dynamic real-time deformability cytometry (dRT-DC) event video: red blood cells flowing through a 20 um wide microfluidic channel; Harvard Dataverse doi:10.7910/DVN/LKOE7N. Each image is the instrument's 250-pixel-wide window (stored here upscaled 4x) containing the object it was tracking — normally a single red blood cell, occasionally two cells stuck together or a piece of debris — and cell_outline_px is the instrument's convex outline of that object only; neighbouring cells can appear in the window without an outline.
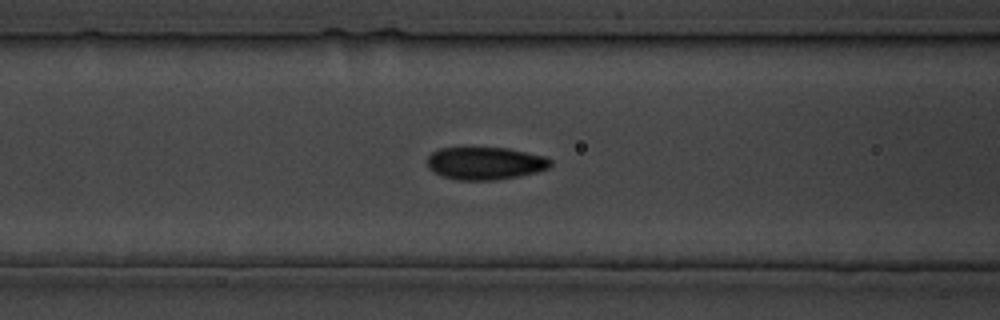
{"species": "common noctule bat (a hibernating species)", "species_latin": "Nyctalus noctula", "temperature_condition": "cold", "stored_images_in_passage": 40, "camera_frame_rate_fps": 3000, "um_per_image_px": 0.085, "animal": {"sex": "male", "body_mass_g": 19.5, "forearm_length_mm": 54.6}, "frame": {"image": 1, "passage_image": 18, "time_ms": 19.333, "image_size_px": [1000, 320], "cell_outline_px": [[552, 164], [548, 168], [536, 172], [520, 176], [492, 180], [456, 180], [440, 176], [432, 172], [428, 168], [428, 156], [432, 152], [440, 148], [508, 148], [548, 156], [552, 160]], "centroid_in_image_um": [41.25, 13.88], "position_along_channel_um": 125.3, "area_um2": 23.7}}
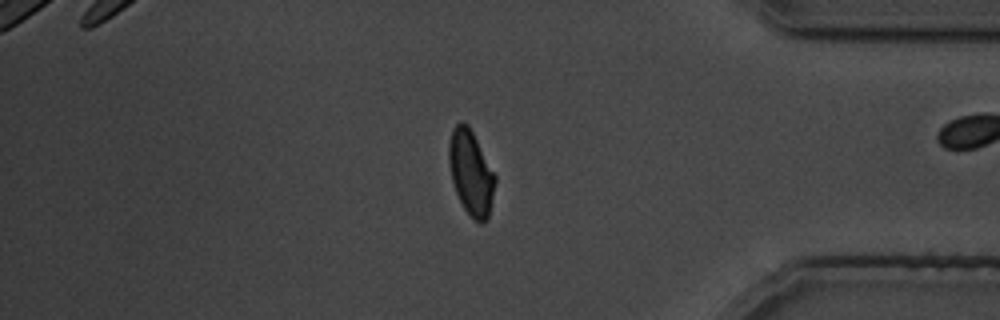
{"frame": {"image": 2, "passage_image": 34, "time_ms": 39.333, "image_size_px": [1000, 320], "cell_outline_px": [[496, 180], [488, 216], [480, 224], [464, 208], [456, 192], [452, 180], [448, 160], [448, 144], [452, 128], [460, 120], [468, 124], [496, 176]], "centroid_in_image_um": [40.0, 14.62], "position_along_channel_um": 395.2, "area_um2": 22.48}}